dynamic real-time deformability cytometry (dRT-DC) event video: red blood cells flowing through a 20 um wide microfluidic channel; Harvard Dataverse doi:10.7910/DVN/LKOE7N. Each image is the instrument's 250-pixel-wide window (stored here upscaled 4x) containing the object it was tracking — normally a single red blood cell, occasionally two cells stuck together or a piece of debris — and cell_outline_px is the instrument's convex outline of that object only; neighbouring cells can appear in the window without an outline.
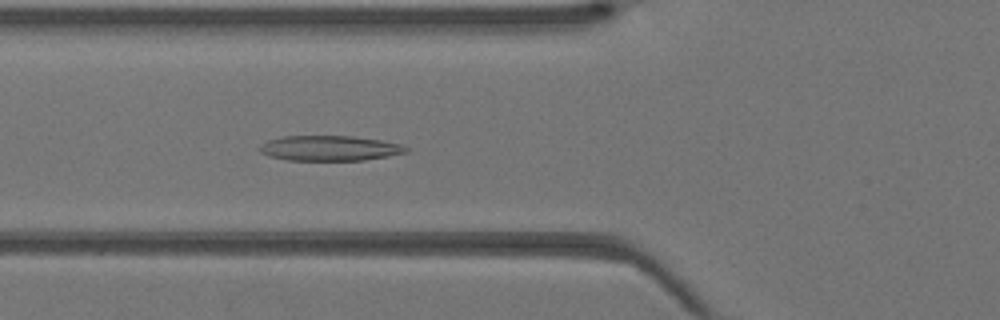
{"species": "Egyptian fruit bat (a non-hibernating species)", "species_latin": "Rousettus aegyptiacus", "temperature_condition": "warm", "stored_images_in_passage": 42, "camera_frame_rate_fps": 3000, "um_per_image_px": 0.085, "animal": {"sex": "female"}, "frame": {"image": 1, "passage_image": 16, "time_ms": 5.0, "image_size_px": [1000, 320], "cell_outline_px": [[408, 152], [388, 156], [364, 160], [288, 160], [268, 156], [260, 152], [256, 148], [260, 144], [268, 140], [284, 136], [352, 136], [380, 140], [400, 144], [408, 148]], "centroid_in_image_um": [27.97, 12.6], "position_along_channel_um": 97.8, "area_um2": 21.5}}
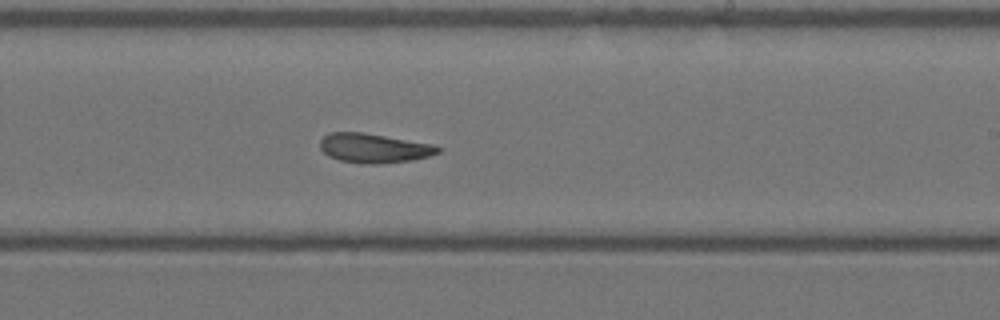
{"frame": {"image": 2, "passage_image": 26, "time_ms": 8.333, "image_size_px": [1000, 320], "cell_outline_px": [[440, 152], [428, 156], [412, 160], [376, 164], [368, 164], [340, 160], [328, 156], [320, 148], [320, 140], [328, 132], [360, 132], [432, 144], [440, 148]], "centroid_in_image_um": [31.75, 12.59], "position_along_channel_um": 257.3, "area_um2": 19.88}}
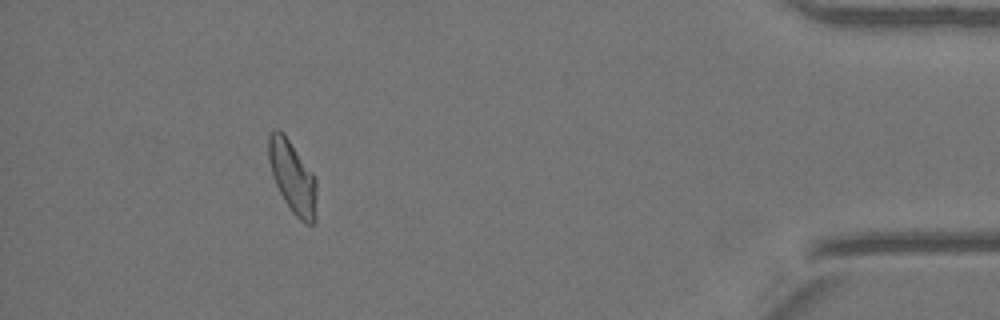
{"frame": {"image": 3, "passage_image": 39, "time_ms": 12.667, "image_size_px": [1000, 320], "cell_outline_px": [[316, 220], [312, 224], [304, 224], [292, 212], [284, 200], [272, 176], [268, 160], [268, 136], [272, 128], [280, 128], [284, 132], [312, 172], [316, 180]], "centroid_in_image_um": [24.85, 15.01], "position_along_channel_um": 410.3, "area_um2": 20.52}}